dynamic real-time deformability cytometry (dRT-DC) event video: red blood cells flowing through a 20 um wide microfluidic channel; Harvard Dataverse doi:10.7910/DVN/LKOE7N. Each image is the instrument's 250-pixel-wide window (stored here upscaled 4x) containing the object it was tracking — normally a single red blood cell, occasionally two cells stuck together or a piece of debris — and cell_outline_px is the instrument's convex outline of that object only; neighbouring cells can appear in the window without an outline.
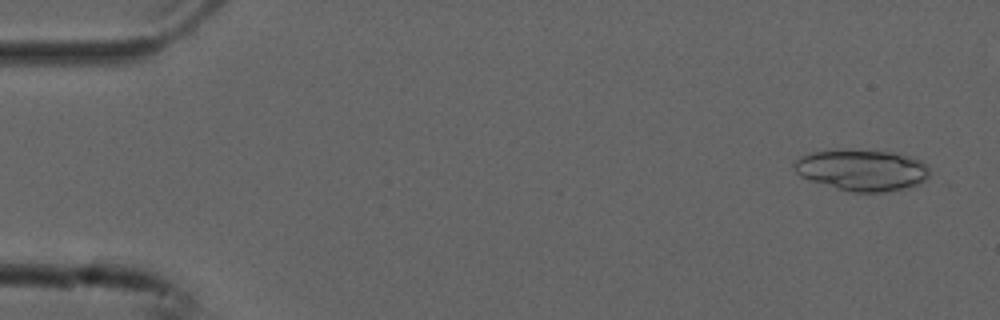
{"species": "common noctule bat (a hibernating species)", "species_latin": "Nyctalus noctula", "temperature_condition": "cold", "stored_images_in_passage": 54, "camera_frame_rate_fps": 3000, "um_per_image_px": 0.085, "animal": {"sex": "male", "forearm_length_mm": 52.5}, "frame": {"image": 1, "passage_image": 3, "time_ms": 0.667, "image_size_px": [1000, 320], "cell_outline_px": [[928, 176], [920, 184], [904, 188], [884, 192], [852, 192], [836, 188], [800, 176], [796, 172], [792, 164], [800, 156], [812, 152], [836, 148], [896, 152], [920, 160], [928, 164]], "centroid_in_image_um": [73.26, 14.43], "position_along_channel_um": 11.7, "area_um2": 32.89}}